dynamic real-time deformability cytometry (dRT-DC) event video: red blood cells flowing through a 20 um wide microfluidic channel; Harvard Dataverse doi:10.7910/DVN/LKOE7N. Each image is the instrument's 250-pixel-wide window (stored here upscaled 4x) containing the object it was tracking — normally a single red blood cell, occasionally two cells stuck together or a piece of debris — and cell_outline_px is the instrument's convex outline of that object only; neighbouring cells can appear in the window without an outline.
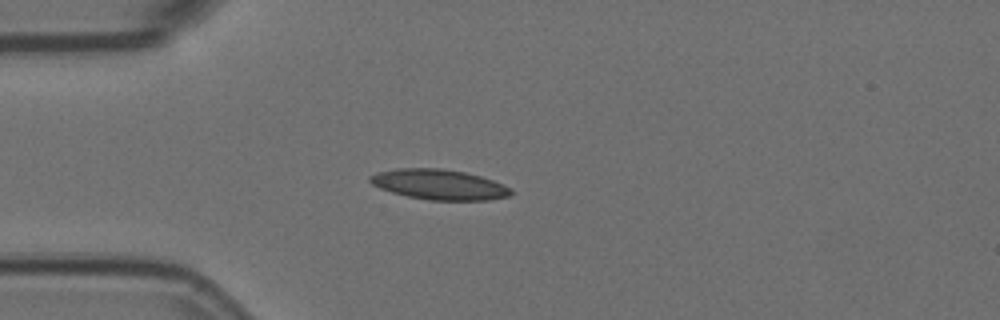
{"species": "Egyptian fruit bat (a non-hibernating species)", "species_latin": "Rousettus aegyptiacus", "temperature_condition": "room temperature", "stored_images_in_passage": 1, "camera_frame_rate_fps": 3000, "um_per_image_px": 0.085, "animal": {"sex": "female"}, "frame": {"image": 1, "passage_image": 1, "time_ms": 0.0, "image_size_px": [1000, 320], "cell_outline_px": [[512, 196], [488, 200], [428, 200], [408, 196], [392, 192], [380, 188], [372, 184], [368, 180], [368, 176], [376, 172], [396, 168], [440, 168], [464, 172], [480, 176], [504, 184], [512, 188]], "centroid_in_image_um": [37.33, 15.68], "position_along_channel_um": 47.7, "area_um2": 24.97}}